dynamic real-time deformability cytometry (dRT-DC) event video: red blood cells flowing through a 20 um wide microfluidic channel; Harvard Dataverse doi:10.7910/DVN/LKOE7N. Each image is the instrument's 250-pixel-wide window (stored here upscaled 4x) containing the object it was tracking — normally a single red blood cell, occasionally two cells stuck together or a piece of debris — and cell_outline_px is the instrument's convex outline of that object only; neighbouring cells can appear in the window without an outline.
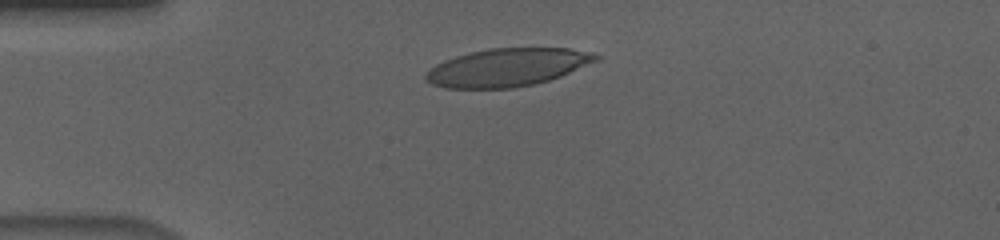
{"species": "human", "species_latin": "Homo sapiens", "temperature_condition": "cold", "stored_images_in_passage": 51, "camera_frame_rate_fps": 3000, "um_per_image_px": 0.085, "donor": {"sex": "male"}, "frame": {"image": 1, "passage_image": 9, "time_ms": 2.667, "image_size_px": [1000, 240], "cell_outline_px": [[600, 60], [560, 76], [536, 84], [512, 88], [444, 88], [432, 84], [424, 80], [424, 72], [436, 64], [444, 60], [468, 52], [488, 48], [568, 48], [588, 52], [600, 56]], "centroid_in_image_um": [43.08, 5.73], "position_along_channel_um": 41.9, "area_um2": 37.8}}
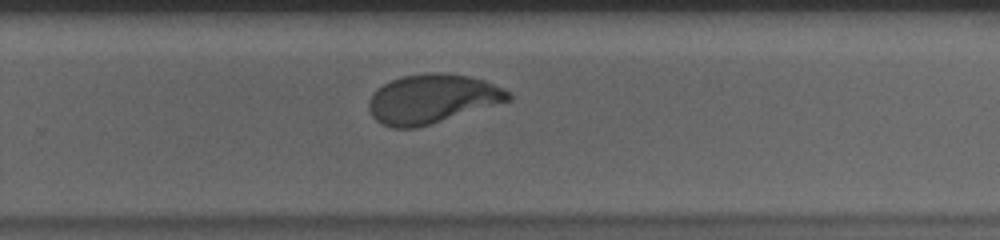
{"frame": {"image": 2, "passage_image": 32, "time_ms": 10.333, "image_size_px": [1000, 240], "cell_outline_px": [[512, 100], [416, 128], [392, 128], [376, 120], [372, 116], [368, 108], [368, 100], [372, 92], [376, 88], [392, 80], [404, 76], [432, 72], [468, 76], [484, 80], [504, 88], [512, 96]], "centroid_in_image_um": [36.71, 8.4], "position_along_channel_um": 293.1, "area_um2": 39.71}}
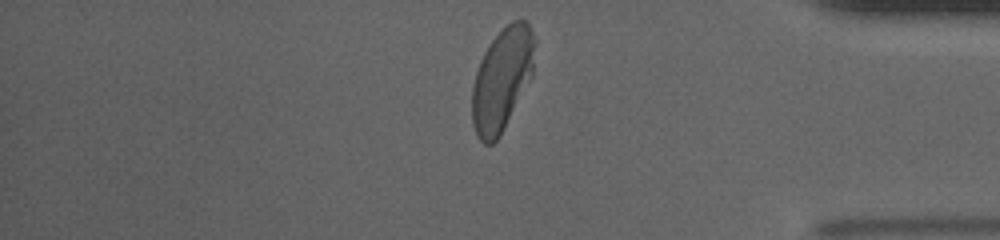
{"frame": {"image": 3, "passage_image": 42, "time_ms": 13.667, "image_size_px": [1000, 240], "cell_outline_px": [[536, 44], [532, 76], [500, 136], [492, 144], [484, 144], [476, 136], [472, 124], [472, 88], [476, 72], [480, 60], [484, 52], [492, 40], [512, 20], [524, 20], [528, 24], [536, 40]], "centroid_in_image_um": [42.67, 6.76], "position_along_channel_um": 392.5, "area_um2": 37.45}, "authors_computed_cell_mechanics": {"area_um2": 39.3618, "velocity_mm_per_s": 3.6555, "shape_relaxation_time_tau1_ms": 3.778, "shape_relaxation_time_tau2_ms": 0.8655, "deformation_change_tau1": 0.1997, "deformation_change_tau2": 0.0561}}